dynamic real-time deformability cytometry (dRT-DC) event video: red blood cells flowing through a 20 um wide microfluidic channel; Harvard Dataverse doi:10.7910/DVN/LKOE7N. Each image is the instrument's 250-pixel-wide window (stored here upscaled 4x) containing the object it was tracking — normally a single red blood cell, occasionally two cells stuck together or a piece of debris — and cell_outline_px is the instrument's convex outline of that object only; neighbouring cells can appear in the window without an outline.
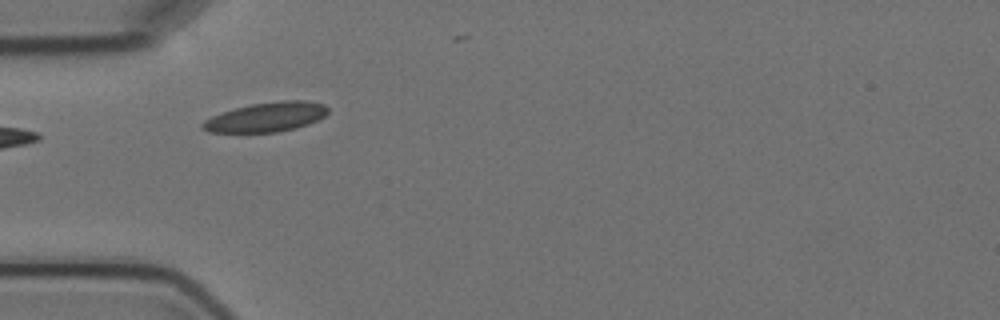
{"species": "Egyptian fruit bat (a non-hibernating species)", "species_latin": "Rousettus aegyptiacus", "temperature_condition": "cold", "stored_images_in_passage": 2, "camera_frame_rate_fps": 3000, "um_per_image_px": 0.085, "animal": {"sex": "female"}, "frame": {"image": 1, "passage_image": 1, "time_ms": 0.0, "image_size_px": [1000, 320], "cell_outline_px": [[328, 112], [324, 116], [308, 124], [296, 128], [280, 132], [208, 132], [200, 128], [200, 124], [204, 120], [212, 116], [236, 108], [252, 104], [280, 100], [304, 100], [324, 104], [328, 108]], "centroid_in_image_um": [22.63, 9.95], "position_along_channel_um": 62.4, "area_um2": 21.5}}
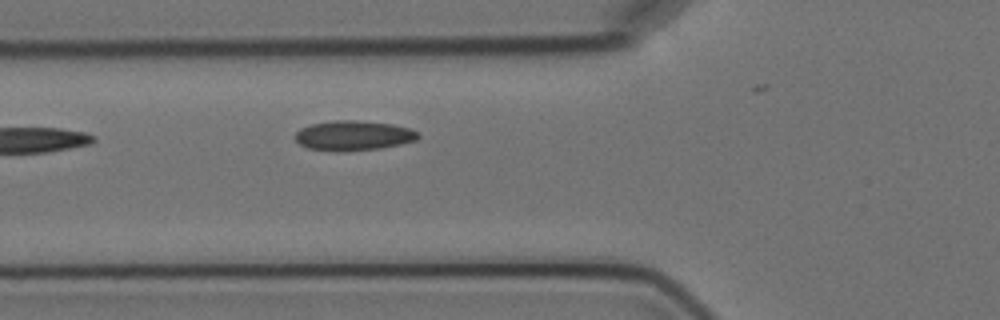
{"frame": {"image": 2, "passage_image": 2, "time_ms": 1.0, "image_size_px": [1000, 320], "cell_outline_px": [[420, 136], [416, 140], [400, 144], [380, 148], [308, 148], [300, 144], [296, 140], [296, 132], [300, 128], [312, 124], [332, 120], [360, 120], [392, 124], [408, 128], [416, 132]], "centroid_in_image_um": [30.07, 11.46], "position_along_channel_um": 95.7, "area_um2": 20.29}}